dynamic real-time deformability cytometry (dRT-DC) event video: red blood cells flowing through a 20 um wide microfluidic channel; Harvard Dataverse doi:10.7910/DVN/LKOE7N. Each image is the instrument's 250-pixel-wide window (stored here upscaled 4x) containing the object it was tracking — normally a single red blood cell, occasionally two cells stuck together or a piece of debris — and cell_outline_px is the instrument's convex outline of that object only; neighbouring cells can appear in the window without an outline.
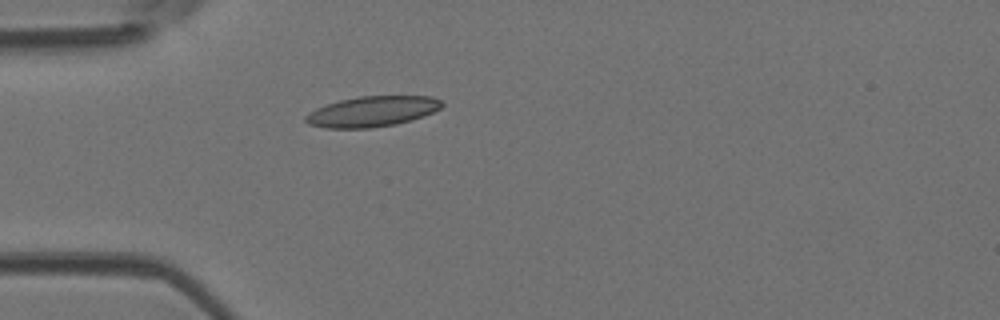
{"species": "Egyptian fruit bat (a non-hibernating species)", "species_latin": "Rousettus aegyptiacus", "temperature_condition": "room temperature", "stored_images_in_passage": 4, "camera_frame_rate_fps": 3000, "um_per_image_px": 0.085, "animal": {"sex": "female"}, "frame": {"image": 1, "passage_image": 4, "time_ms": 1.0, "image_size_px": [1000, 320], "cell_outline_px": [[444, 104], [440, 108], [432, 112], [396, 124], [368, 128], [324, 128], [308, 124], [304, 120], [304, 116], [308, 112], [316, 108], [340, 100], [360, 96], [432, 96], [440, 100]], "centroid_in_image_um": [31.58, 9.47], "position_along_channel_um": 53.4, "area_um2": 23.99}}